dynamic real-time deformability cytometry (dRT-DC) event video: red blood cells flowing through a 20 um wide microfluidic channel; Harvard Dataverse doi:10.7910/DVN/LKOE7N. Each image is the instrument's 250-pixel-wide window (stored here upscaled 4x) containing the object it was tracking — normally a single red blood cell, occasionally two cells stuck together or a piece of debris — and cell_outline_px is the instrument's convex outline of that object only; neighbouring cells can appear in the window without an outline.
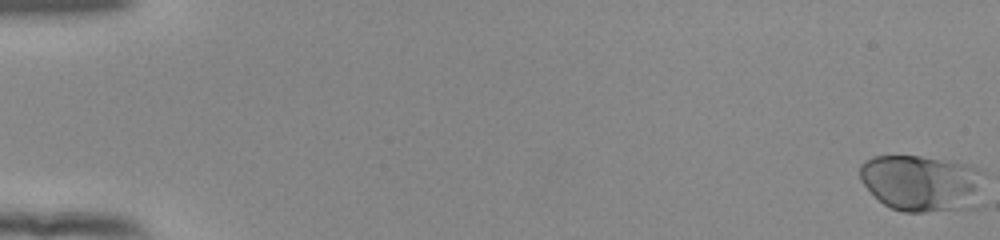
{"species": "human", "species_latin": "Homo sapiens", "temperature_condition": "room temperature", "stored_images_in_passage": 54, "camera_frame_rate_fps": 3000, "um_per_image_px": 0.085, "donor": {"sex": "female"}, "frame": {"image": 1, "passage_image": 1, "time_ms": 0.0, "image_size_px": [1000, 240], "cell_outline_px": [[984, 172], [976, 204], [972, 208], [924, 212], [904, 212], [892, 208], [884, 204], [860, 180], [860, 164], [864, 160], [872, 156], [920, 156], [968, 164]], "centroid_in_image_um": [78.33, 15.55], "position_along_channel_um": 6.7, "area_um2": 40.86}}
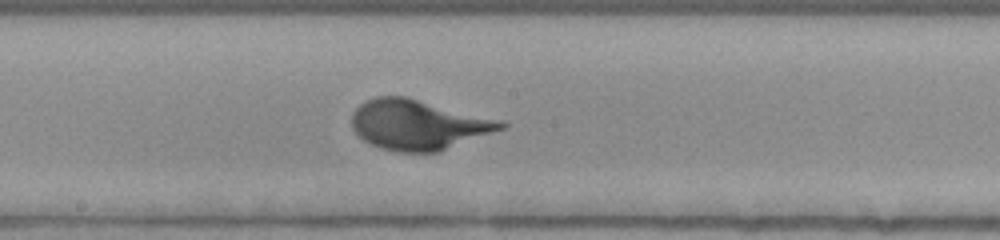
{"frame": {"image": 2, "passage_image": 31, "time_ms": 10.0, "image_size_px": [1000, 240], "cell_outline_px": [[508, 124], [504, 128], [440, 152], [396, 152], [380, 148], [364, 140], [352, 128], [352, 112], [360, 104], [376, 96], [404, 96], [504, 120]], "centroid_in_image_um": [35.58, 10.6], "position_along_channel_um": 212.6, "area_um2": 43.52}}
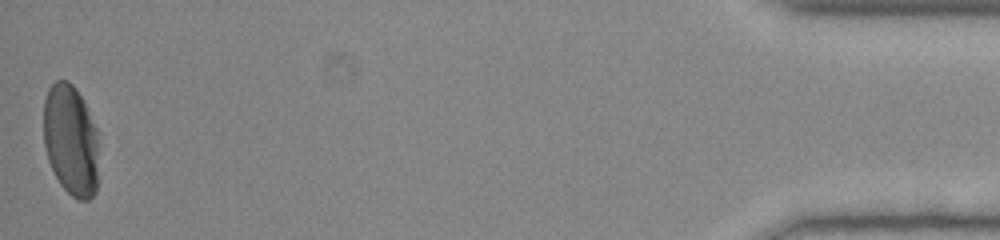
{"frame": {"image": 3, "passage_image": 54, "time_ms": 17.667, "image_size_px": [1000, 240], "cell_outline_px": [[100, 132], [96, 192], [88, 200], [80, 200], [72, 196], [60, 184], [48, 160], [44, 144], [44, 100], [48, 88], [56, 80], [68, 80], [76, 88], [84, 100]], "centroid_in_image_um": [6.06, 11.88], "position_along_channel_um": 429.1, "area_um2": 36.59}}